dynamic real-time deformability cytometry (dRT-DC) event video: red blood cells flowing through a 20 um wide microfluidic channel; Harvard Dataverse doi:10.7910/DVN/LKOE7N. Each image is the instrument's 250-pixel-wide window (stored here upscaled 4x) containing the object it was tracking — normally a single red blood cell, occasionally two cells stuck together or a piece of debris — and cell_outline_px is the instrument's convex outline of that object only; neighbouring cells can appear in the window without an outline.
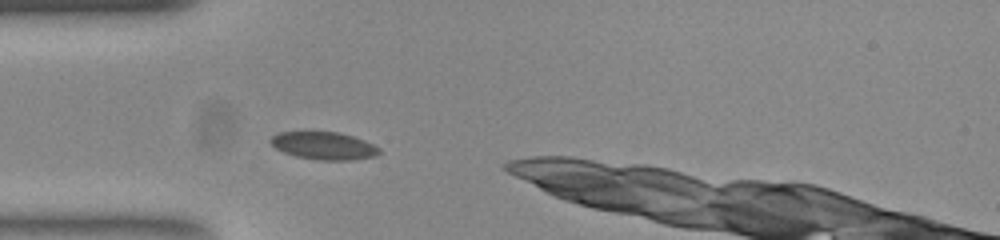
{"species": "common noctule bat (a hibernating species)", "species_latin": "Nyctalus noctula", "temperature_condition": "room temperature", "stored_images_in_passage": 29, "camera_frame_rate_fps": 3000, "um_per_image_px": 0.085, "animal": {"sex": "female", "body_mass_g": 23.0, "forearm_length_mm": 53.4}, "frame": {"image": 1, "passage_image": 5, "time_ms": 1.333, "image_size_px": [1000, 240], "cell_outline_px": [[380, 152], [376, 156], [352, 160], [316, 160], [296, 156], [284, 152], [276, 148], [268, 140], [272, 136], [280, 132], [336, 132], [352, 136], [364, 140], [380, 148]], "centroid_in_image_um": [27.53, 12.39], "position_along_channel_um": 57.5, "area_um2": 17.4}}
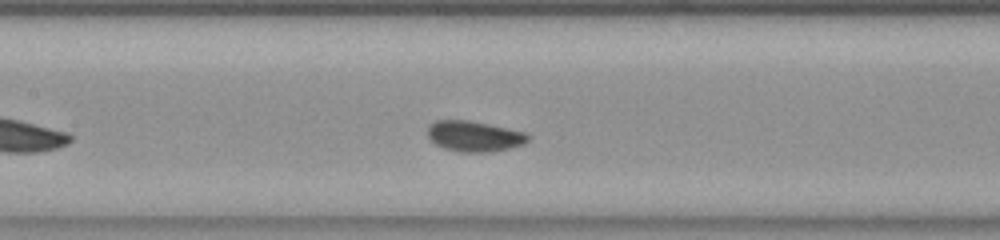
{"frame": {"image": 2, "passage_image": 14, "time_ms": 4.333, "image_size_px": [1000, 240], "cell_outline_px": [[528, 140], [524, 144], [492, 152], [464, 152], [444, 148], [436, 144], [428, 136], [428, 128], [436, 120], [468, 120], [528, 132]], "centroid_in_image_um": [40.34, 11.58], "position_along_channel_um": 167.1, "area_um2": 17.74}}
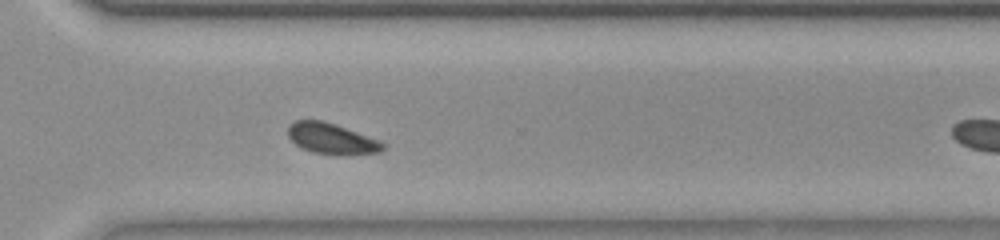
{"frame": {"image": 3, "passage_image": 28, "time_ms": 9.0, "image_size_px": [1000, 240], "cell_outline_px": [[384, 148], [380, 152], [348, 156], [340, 156], [312, 152], [296, 144], [288, 136], [288, 124], [296, 120], [324, 120], [336, 124], [380, 140], [384, 144]], "centroid_in_image_um": [28.21, 11.79], "position_along_channel_um": 342.4, "area_um2": 17.34}}